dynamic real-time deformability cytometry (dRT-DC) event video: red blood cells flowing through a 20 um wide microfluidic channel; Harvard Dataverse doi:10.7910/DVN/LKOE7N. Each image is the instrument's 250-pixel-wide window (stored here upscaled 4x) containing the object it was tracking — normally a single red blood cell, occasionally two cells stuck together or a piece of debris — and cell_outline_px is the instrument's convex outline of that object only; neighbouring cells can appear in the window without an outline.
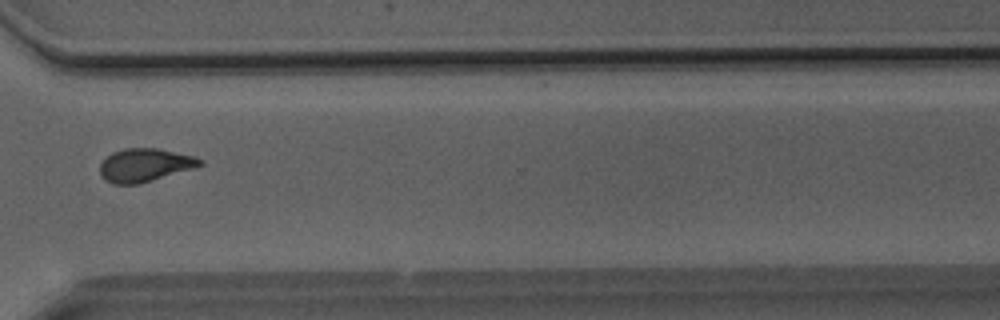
{"species": "Egyptian fruit bat (a non-hibernating species)", "species_latin": "Rousettus aegyptiacus", "temperature_condition": "room temperature", "stored_images_in_passage": 44, "camera_frame_rate_fps": 3000, "um_per_image_px": 0.085, "animal": {"sex": "male"}, "frame": {"image": 1, "passage_image": 32, "time_ms": 10.333, "image_size_px": [1000, 320], "cell_outline_px": [[204, 164], [196, 168], [140, 184], [112, 184], [104, 180], [100, 172], [100, 164], [112, 152], [124, 148], [156, 148], [192, 156], [204, 160]], "centroid_in_image_um": [12.32, 14.05], "position_along_channel_um": 358.3, "area_um2": 19.48}}
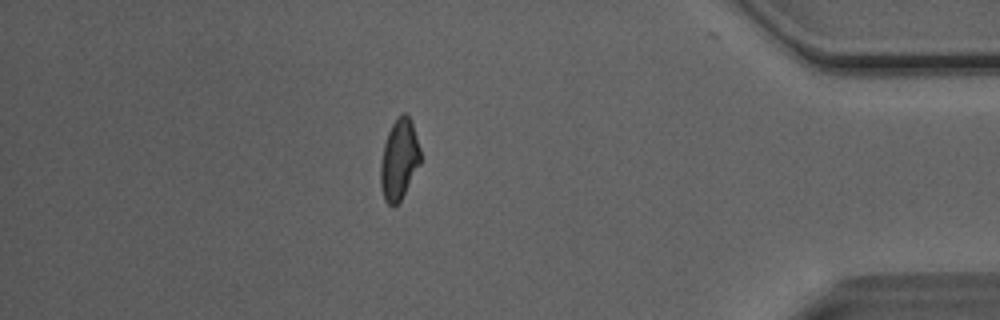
{"frame": {"image": 2, "passage_image": 38, "time_ms": 12.333, "image_size_px": [1000, 320], "cell_outline_px": [[420, 164], [400, 200], [396, 204], [388, 204], [384, 200], [380, 184], [380, 164], [384, 144], [388, 132], [396, 116], [404, 112], [408, 116], [412, 124], [420, 148]], "centroid_in_image_um": [33.91, 13.53], "position_along_channel_um": 401.3, "area_um2": 18.5}, "authors_computed_cell_mechanics": {"area_um2": 19.1318, "velocity_mm_per_s": 4.0994, "shape_relaxation_time_tau1_ms": 7.8474, "shape_relaxation_time_tau2_ms": 2.1482, "deformation_change_tau1": 0.1908, "deformation_change_tau2": 0.0945}}